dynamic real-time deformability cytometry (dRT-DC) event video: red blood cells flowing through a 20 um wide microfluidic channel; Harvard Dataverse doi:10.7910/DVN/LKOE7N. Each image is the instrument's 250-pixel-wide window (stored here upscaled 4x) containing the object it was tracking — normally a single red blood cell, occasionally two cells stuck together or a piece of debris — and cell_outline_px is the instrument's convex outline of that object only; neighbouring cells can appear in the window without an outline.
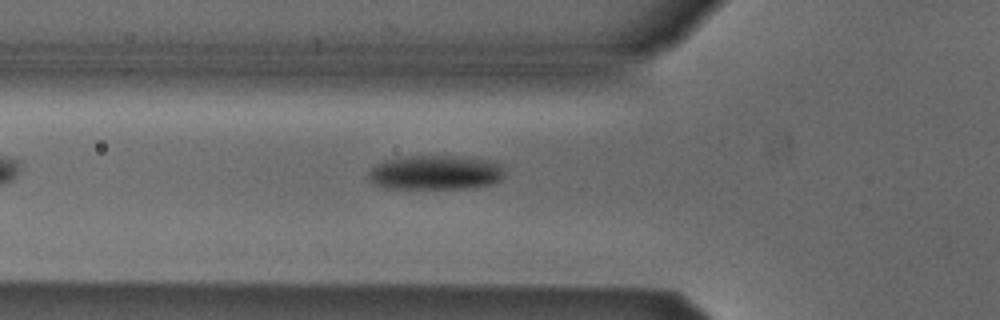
{"species": "Egyptian fruit bat (a non-hibernating species)", "species_latin": "Rousettus aegyptiacus", "temperature_condition": "cold", "stored_images_in_passage": 33, "camera_frame_rate_fps": 3000, "um_per_image_px": 0.085, "animal": {"sex": "male"}, "frame": {"image": 1, "passage_image": 2, "time_ms": 0.333, "image_size_px": [1000, 320], "cell_outline_px": [[504, 176], [500, 180], [492, 184], [472, 188], [384, 188], [368, 180], [368, 172], [376, 164], [384, 160], [400, 156], [468, 156], [496, 160], [504, 164]], "centroid_in_image_um": [37.08, 14.64], "position_along_channel_um": 88.7, "area_um2": 28.03}}
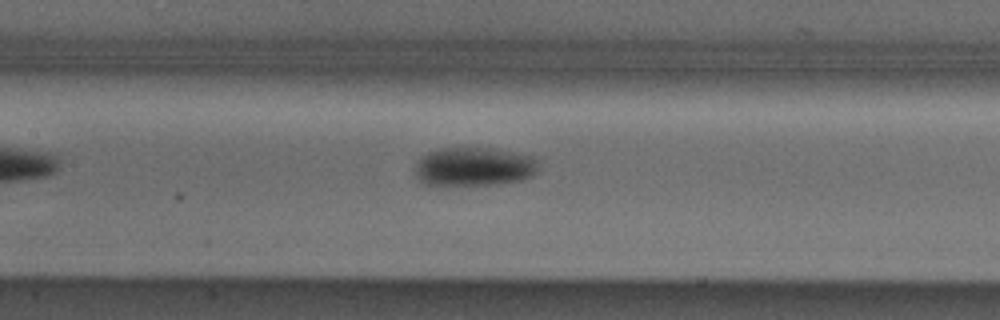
{"frame": {"image": 2, "passage_image": 8, "time_ms": 2.333, "image_size_px": [1000, 320], "cell_outline_px": [[536, 172], [532, 176], [520, 180], [496, 184], [440, 188], [424, 184], [416, 176], [416, 164], [420, 156], [428, 152], [440, 148], [492, 148], [532, 156], [536, 160]], "centroid_in_image_um": [40.2, 14.21], "position_along_channel_um": 167.2, "area_um2": 28.55}}
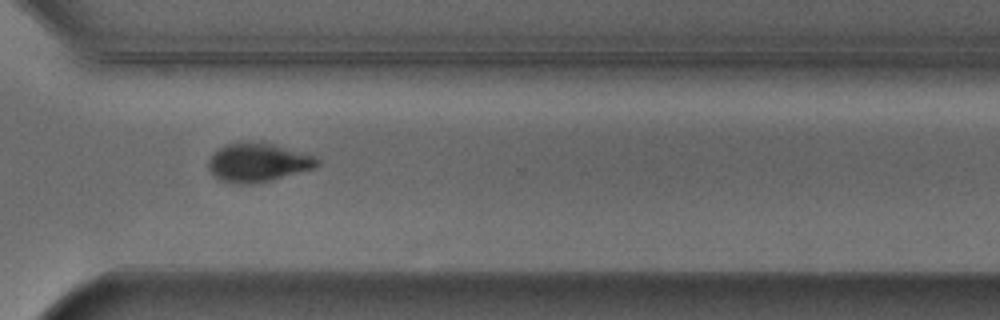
{"frame": {"image": 3, "passage_image": 22, "time_ms": 7.0, "image_size_px": [1000, 320], "cell_outline_px": [[320, 164], [316, 168], [272, 180], [252, 184], [240, 184], [220, 180], [212, 176], [208, 168], [208, 160], [224, 144], [248, 140], [260, 140], [316, 156], [320, 160]], "centroid_in_image_um": [21.94, 13.79], "position_along_channel_um": 348.7, "area_um2": 25.14}}